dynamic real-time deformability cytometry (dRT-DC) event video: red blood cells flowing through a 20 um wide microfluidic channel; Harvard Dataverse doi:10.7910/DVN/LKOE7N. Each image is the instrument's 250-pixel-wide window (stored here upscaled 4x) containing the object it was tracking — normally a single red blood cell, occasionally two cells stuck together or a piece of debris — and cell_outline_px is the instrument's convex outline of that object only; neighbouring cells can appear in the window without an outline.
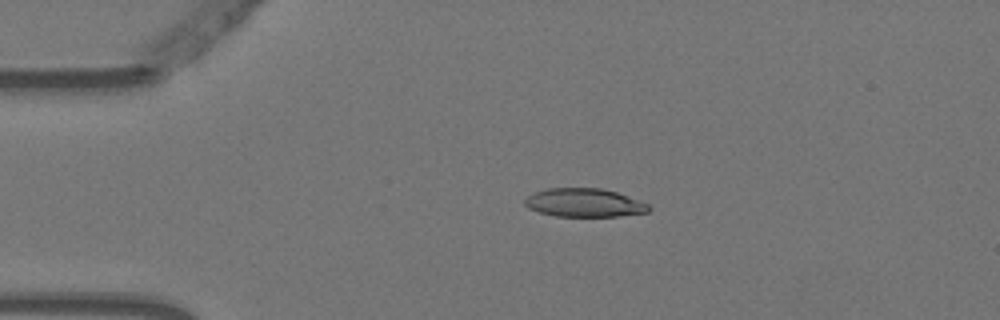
{"species": "Egyptian fruit bat (a non-hibernating species)", "species_latin": "Rousettus aegyptiacus", "temperature_condition": "warm", "stored_images_in_passage": 2, "camera_frame_rate_fps": 3000, "um_per_image_px": 0.085, "animal": {"sex": "female"}, "frame": {"image": 1, "passage_image": 1, "time_ms": 0.0, "image_size_px": [1000, 320], "cell_outline_px": [[652, 208], [648, 212], [620, 216], [556, 216], [540, 212], [528, 208], [524, 204], [524, 200], [532, 192], [548, 188], [600, 188], [616, 192], [648, 204]], "centroid_in_image_um": [49.64, 17.23], "position_along_channel_um": 35.4, "area_um2": 20.52}}